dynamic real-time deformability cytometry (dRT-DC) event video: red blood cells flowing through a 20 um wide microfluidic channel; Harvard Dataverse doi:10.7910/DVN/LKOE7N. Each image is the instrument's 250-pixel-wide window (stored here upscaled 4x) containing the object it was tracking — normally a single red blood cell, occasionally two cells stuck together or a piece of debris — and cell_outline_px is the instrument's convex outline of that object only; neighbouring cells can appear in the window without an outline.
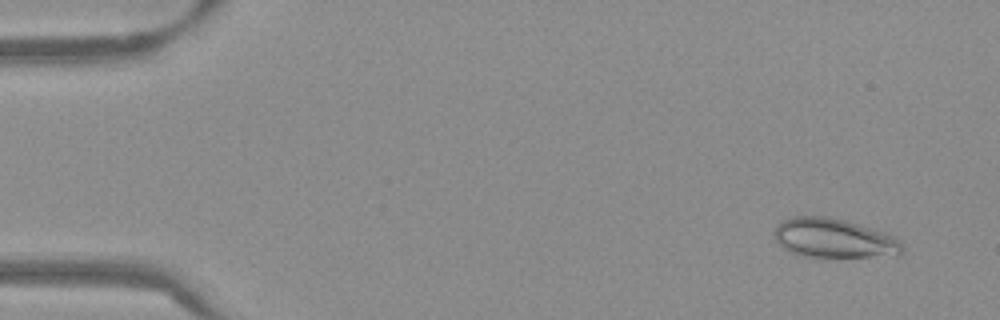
{"species": "Egyptian fruit bat (a non-hibernating species)", "species_latin": "Rousettus aegyptiacus", "temperature_condition": "warm", "stored_images_in_passage": 53, "camera_frame_rate_fps": 3000, "um_per_image_px": 0.085, "frame": {"image": 1, "passage_image": 4, "time_ms": 1.0, "image_size_px": [1000, 320], "cell_outline_px": [[904, 252], [896, 256], [820, 260], [800, 256], [784, 248], [776, 240], [776, 224], [780, 220], [792, 216], [824, 216], [844, 220], [884, 232], [900, 240], [904, 244]], "centroid_in_image_um": [70.92, 20.31], "position_along_channel_um": 14.1, "area_um2": 30.52}}
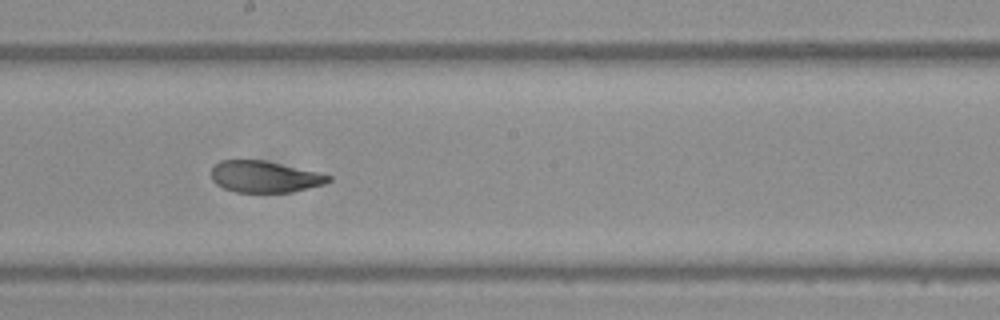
{"frame": {"image": 2, "passage_image": 30, "time_ms": 9.667, "image_size_px": [1000, 320], "cell_outline_px": [[332, 180], [324, 184], [292, 192], [236, 192], [224, 188], [216, 184], [212, 180], [212, 168], [220, 160], [264, 160], [320, 172], [332, 176]], "centroid_in_image_um": [22.52, 15.02], "position_along_channel_um": 225.7, "area_um2": 21.56}}
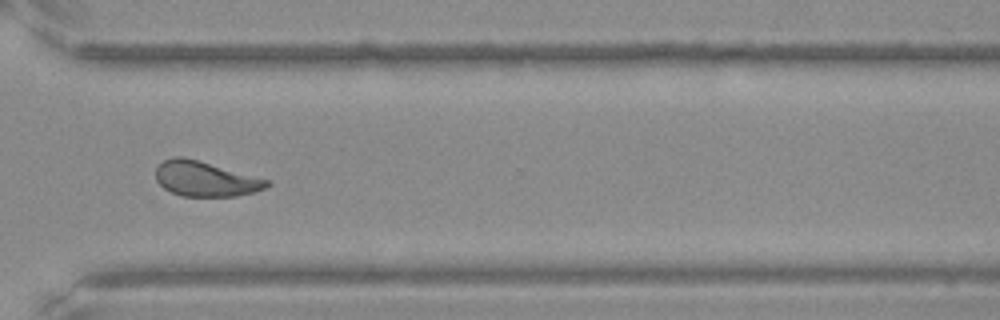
{"frame": {"image": 3, "passage_image": 40, "time_ms": 13.0, "image_size_px": [1000, 320], "cell_outline_px": [[272, 184], [264, 188], [252, 192], [236, 196], [180, 196], [164, 188], [156, 180], [156, 168], [164, 160], [176, 156], [180, 156], [196, 160], [268, 180]], "centroid_in_image_um": [17.42, 15.22], "position_along_channel_um": 353.2, "area_um2": 22.14}, "authors_computed_cell_mechanics": {"area_um2": 23.4668, "velocity_mm_per_s": 3.8206, "shape_relaxation_time_tau1_ms": null, "shape_relaxation_time_tau2_ms": 1.3053, "deformation_change_tau1": null, "deformation_change_tau2": 0.0809}}